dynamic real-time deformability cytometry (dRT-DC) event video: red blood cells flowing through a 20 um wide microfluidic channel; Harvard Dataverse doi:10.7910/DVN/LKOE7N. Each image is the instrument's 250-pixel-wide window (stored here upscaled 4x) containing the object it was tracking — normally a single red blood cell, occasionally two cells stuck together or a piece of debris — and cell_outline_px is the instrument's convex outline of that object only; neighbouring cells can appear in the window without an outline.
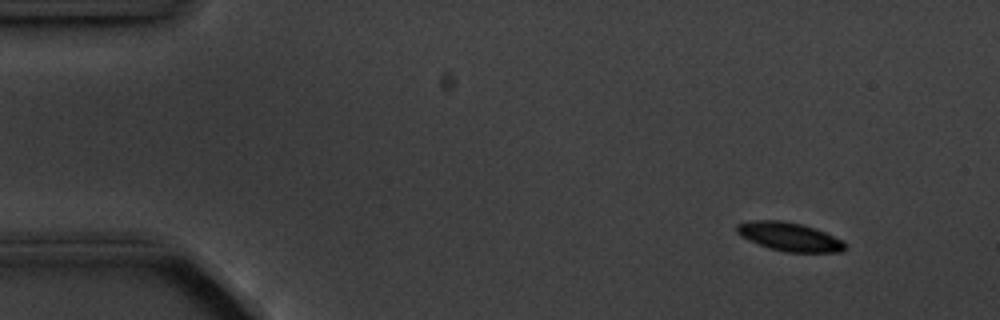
{"species": "common noctule bat (a hibernating species)", "species_latin": "Nyctalus noctula", "temperature_condition": "cold", "stored_images_in_passage": 5, "camera_frame_rate_fps": 3000, "um_per_image_px": 0.085, "animal": {"sex": "male", "body_mass_g": 20.1, "forearm_length_mm": 53.5}, "frame": {"image": 1, "passage_image": 2, "time_ms": 1.333, "image_size_px": [1000, 320], "cell_outline_px": [[848, 248], [840, 252], [784, 252], [768, 248], [748, 240], [740, 236], [736, 232], [736, 224], [748, 220], [784, 220], [800, 224], [824, 232], [840, 240]], "centroid_in_image_um": [67.02, 20.12], "position_along_channel_um": 18.0, "area_um2": 18.03}}
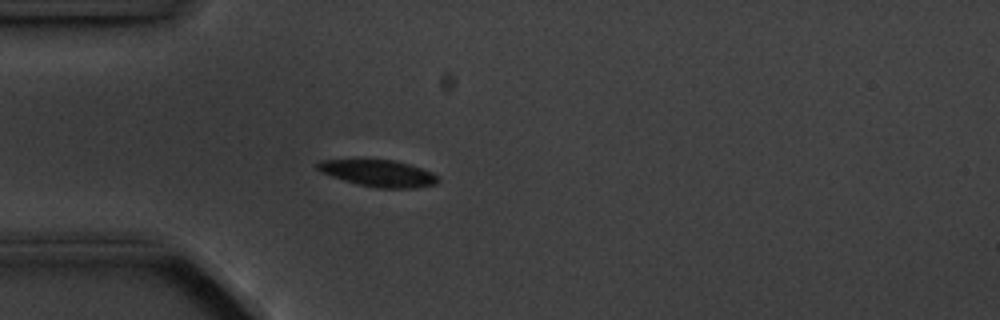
{"frame": {"image": 2, "passage_image": 5, "time_ms": 4.667, "image_size_px": [1000, 320], "cell_outline_px": [[440, 180], [436, 184], [416, 188], [376, 188], [356, 184], [320, 172], [312, 164], [320, 160], [364, 156], [392, 160], [408, 164], [432, 172]], "centroid_in_image_um": [32.04, 14.67], "position_along_channel_um": 53.0, "area_um2": 19.77}}